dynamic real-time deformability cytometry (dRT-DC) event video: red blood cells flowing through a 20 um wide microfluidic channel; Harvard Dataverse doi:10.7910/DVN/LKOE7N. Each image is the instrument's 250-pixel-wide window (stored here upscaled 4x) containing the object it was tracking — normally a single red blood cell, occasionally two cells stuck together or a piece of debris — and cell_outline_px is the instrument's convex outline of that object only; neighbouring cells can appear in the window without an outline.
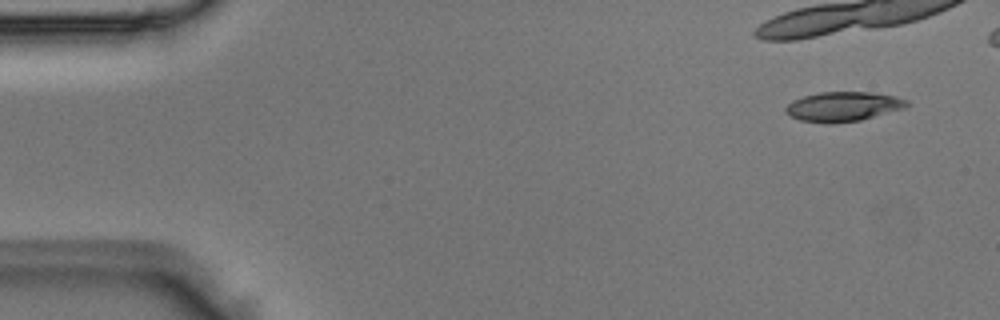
{"species": "Egyptian fruit bat (a non-hibernating species)", "species_latin": "Rousettus aegyptiacus", "temperature_condition": "room temperature", "stored_images_in_passage": 6, "camera_frame_rate_fps": 3000, "um_per_image_px": 0.085, "animal": {"sex": "male"}, "frame": {"image": 1, "passage_image": 1, "time_ms": 0.0, "image_size_px": [1000, 320], "cell_outline_px": [[908, 104], [904, 108], [860, 120], [832, 124], [828, 124], [800, 120], [784, 112], [784, 108], [792, 100], [804, 96], [820, 92], [872, 92], [896, 96], [908, 100]], "centroid_in_image_um": [71.64, 9.06], "position_along_channel_um": 13.4, "area_um2": 20.92}}